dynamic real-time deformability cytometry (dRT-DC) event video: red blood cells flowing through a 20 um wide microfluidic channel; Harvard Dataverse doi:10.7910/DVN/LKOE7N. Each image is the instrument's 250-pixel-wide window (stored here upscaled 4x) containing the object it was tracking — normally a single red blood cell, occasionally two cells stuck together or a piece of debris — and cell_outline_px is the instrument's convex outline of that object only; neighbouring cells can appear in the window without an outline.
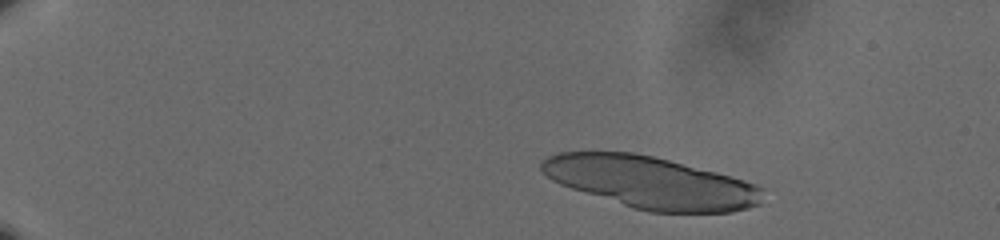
{"species": "human", "species_latin": "Homo sapiens", "temperature_condition": "cold", "stored_images_in_passage": 19, "camera_frame_rate_fps": 3000, "um_per_image_px": 0.085, "donor": {"sex": "male"}, "frame": {"image": 1, "passage_image": 6, "time_ms": 1.667, "image_size_px": [1000, 240], "cell_outline_px": [[764, 188], [760, 204], [748, 208], [732, 212], [648, 212], [632, 208], [560, 184], [552, 180], [540, 168], [540, 160], [548, 156], [560, 152], [632, 152], [652, 156], [732, 176], [756, 184]], "centroid_in_image_um": [55.33, 15.51], "position_along_channel_um": 29.7, "area_um2": 66.59}}